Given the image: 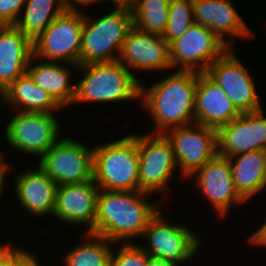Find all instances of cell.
Listing matches in <instances>:
<instances>
[{
	"label": "cell",
	"mask_w": 266,
	"mask_h": 266,
	"mask_svg": "<svg viewBox=\"0 0 266 266\" xmlns=\"http://www.w3.org/2000/svg\"><path fill=\"white\" fill-rule=\"evenodd\" d=\"M197 82L198 72L177 70L149 88L140 83L141 106L155 122L152 133L195 123Z\"/></svg>",
	"instance_id": "1"
},
{
	"label": "cell",
	"mask_w": 266,
	"mask_h": 266,
	"mask_svg": "<svg viewBox=\"0 0 266 266\" xmlns=\"http://www.w3.org/2000/svg\"><path fill=\"white\" fill-rule=\"evenodd\" d=\"M149 194L144 191L118 192L100 189L94 234L114 243H129L134 237H142L149 221L161 207V203L157 205L146 200L145 197Z\"/></svg>",
	"instance_id": "2"
},
{
	"label": "cell",
	"mask_w": 266,
	"mask_h": 266,
	"mask_svg": "<svg viewBox=\"0 0 266 266\" xmlns=\"http://www.w3.org/2000/svg\"><path fill=\"white\" fill-rule=\"evenodd\" d=\"M137 134L93 146V180L106 191H139Z\"/></svg>",
	"instance_id": "3"
},
{
	"label": "cell",
	"mask_w": 266,
	"mask_h": 266,
	"mask_svg": "<svg viewBox=\"0 0 266 266\" xmlns=\"http://www.w3.org/2000/svg\"><path fill=\"white\" fill-rule=\"evenodd\" d=\"M84 74L75 85L73 104L140 100V79L118 60L78 65Z\"/></svg>",
	"instance_id": "4"
},
{
	"label": "cell",
	"mask_w": 266,
	"mask_h": 266,
	"mask_svg": "<svg viewBox=\"0 0 266 266\" xmlns=\"http://www.w3.org/2000/svg\"><path fill=\"white\" fill-rule=\"evenodd\" d=\"M90 19L86 14L82 32L80 65L116 61L126 35L133 26L131 9L114 7L109 14L98 20Z\"/></svg>",
	"instance_id": "5"
},
{
	"label": "cell",
	"mask_w": 266,
	"mask_h": 266,
	"mask_svg": "<svg viewBox=\"0 0 266 266\" xmlns=\"http://www.w3.org/2000/svg\"><path fill=\"white\" fill-rule=\"evenodd\" d=\"M85 15L65 10L32 41L37 60L59 61L80 65V51Z\"/></svg>",
	"instance_id": "6"
},
{
	"label": "cell",
	"mask_w": 266,
	"mask_h": 266,
	"mask_svg": "<svg viewBox=\"0 0 266 266\" xmlns=\"http://www.w3.org/2000/svg\"><path fill=\"white\" fill-rule=\"evenodd\" d=\"M39 160L58 186L93 180V148L74 138L59 139Z\"/></svg>",
	"instance_id": "7"
},
{
	"label": "cell",
	"mask_w": 266,
	"mask_h": 266,
	"mask_svg": "<svg viewBox=\"0 0 266 266\" xmlns=\"http://www.w3.org/2000/svg\"><path fill=\"white\" fill-rule=\"evenodd\" d=\"M150 133L137 135L139 191L159 193L169 188L168 183L178 165L167 136Z\"/></svg>",
	"instance_id": "8"
},
{
	"label": "cell",
	"mask_w": 266,
	"mask_h": 266,
	"mask_svg": "<svg viewBox=\"0 0 266 266\" xmlns=\"http://www.w3.org/2000/svg\"><path fill=\"white\" fill-rule=\"evenodd\" d=\"M60 122L53 113L16 112L5 128V139L17 151L40 158L59 140Z\"/></svg>",
	"instance_id": "9"
},
{
	"label": "cell",
	"mask_w": 266,
	"mask_h": 266,
	"mask_svg": "<svg viewBox=\"0 0 266 266\" xmlns=\"http://www.w3.org/2000/svg\"><path fill=\"white\" fill-rule=\"evenodd\" d=\"M228 49L210 29L194 23L169 44L170 64L178 71L205 73Z\"/></svg>",
	"instance_id": "10"
},
{
	"label": "cell",
	"mask_w": 266,
	"mask_h": 266,
	"mask_svg": "<svg viewBox=\"0 0 266 266\" xmlns=\"http://www.w3.org/2000/svg\"><path fill=\"white\" fill-rule=\"evenodd\" d=\"M159 211L151 218L142 237L148 239V247L140 245L150 256L187 262L198 253L201 240L185 225L169 224Z\"/></svg>",
	"instance_id": "11"
},
{
	"label": "cell",
	"mask_w": 266,
	"mask_h": 266,
	"mask_svg": "<svg viewBox=\"0 0 266 266\" xmlns=\"http://www.w3.org/2000/svg\"><path fill=\"white\" fill-rule=\"evenodd\" d=\"M171 142L181 177L187 178L218 154L217 130L198 123L169 129L164 133Z\"/></svg>",
	"instance_id": "12"
},
{
	"label": "cell",
	"mask_w": 266,
	"mask_h": 266,
	"mask_svg": "<svg viewBox=\"0 0 266 266\" xmlns=\"http://www.w3.org/2000/svg\"><path fill=\"white\" fill-rule=\"evenodd\" d=\"M233 51L229 48L207 68L205 74L221 87L241 113L260 110L255 77L247 72Z\"/></svg>",
	"instance_id": "13"
},
{
	"label": "cell",
	"mask_w": 266,
	"mask_h": 266,
	"mask_svg": "<svg viewBox=\"0 0 266 266\" xmlns=\"http://www.w3.org/2000/svg\"><path fill=\"white\" fill-rule=\"evenodd\" d=\"M117 60L129 71L133 70V75L140 70L173 69L169 58V44L162 35L139 30L134 25L126 35Z\"/></svg>",
	"instance_id": "14"
},
{
	"label": "cell",
	"mask_w": 266,
	"mask_h": 266,
	"mask_svg": "<svg viewBox=\"0 0 266 266\" xmlns=\"http://www.w3.org/2000/svg\"><path fill=\"white\" fill-rule=\"evenodd\" d=\"M218 155L233 157L256 150H266V117L263 110L241 113L217 130Z\"/></svg>",
	"instance_id": "15"
},
{
	"label": "cell",
	"mask_w": 266,
	"mask_h": 266,
	"mask_svg": "<svg viewBox=\"0 0 266 266\" xmlns=\"http://www.w3.org/2000/svg\"><path fill=\"white\" fill-rule=\"evenodd\" d=\"M196 175V188L203 193L220 218L228 215L233 204L245 202L236 192L229 159L220 155L206 162Z\"/></svg>",
	"instance_id": "16"
},
{
	"label": "cell",
	"mask_w": 266,
	"mask_h": 266,
	"mask_svg": "<svg viewBox=\"0 0 266 266\" xmlns=\"http://www.w3.org/2000/svg\"><path fill=\"white\" fill-rule=\"evenodd\" d=\"M99 191L94 180L58 186L53 216L71 225H85L86 232L94 234Z\"/></svg>",
	"instance_id": "17"
},
{
	"label": "cell",
	"mask_w": 266,
	"mask_h": 266,
	"mask_svg": "<svg viewBox=\"0 0 266 266\" xmlns=\"http://www.w3.org/2000/svg\"><path fill=\"white\" fill-rule=\"evenodd\" d=\"M194 23L210 29L229 48L234 39L227 42L226 35L250 39L254 33L246 26L237 9L229 0H193Z\"/></svg>",
	"instance_id": "18"
},
{
	"label": "cell",
	"mask_w": 266,
	"mask_h": 266,
	"mask_svg": "<svg viewBox=\"0 0 266 266\" xmlns=\"http://www.w3.org/2000/svg\"><path fill=\"white\" fill-rule=\"evenodd\" d=\"M240 114L241 112L221 87L205 73L198 72L195 89V123L218 130Z\"/></svg>",
	"instance_id": "19"
},
{
	"label": "cell",
	"mask_w": 266,
	"mask_h": 266,
	"mask_svg": "<svg viewBox=\"0 0 266 266\" xmlns=\"http://www.w3.org/2000/svg\"><path fill=\"white\" fill-rule=\"evenodd\" d=\"M16 197L33 216L53 215L58 185L39 167L15 177Z\"/></svg>",
	"instance_id": "20"
},
{
	"label": "cell",
	"mask_w": 266,
	"mask_h": 266,
	"mask_svg": "<svg viewBox=\"0 0 266 266\" xmlns=\"http://www.w3.org/2000/svg\"><path fill=\"white\" fill-rule=\"evenodd\" d=\"M33 55L32 41L15 25L0 27V85L6 90L27 73Z\"/></svg>",
	"instance_id": "21"
},
{
	"label": "cell",
	"mask_w": 266,
	"mask_h": 266,
	"mask_svg": "<svg viewBox=\"0 0 266 266\" xmlns=\"http://www.w3.org/2000/svg\"><path fill=\"white\" fill-rule=\"evenodd\" d=\"M35 56H31L27 73L42 89L47 91L50 96L61 106L72 105L75 97V84H70L71 74L69 66L78 65L59 61H44L34 64ZM33 62V64H32Z\"/></svg>",
	"instance_id": "22"
},
{
	"label": "cell",
	"mask_w": 266,
	"mask_h": 266,
	"mask_svg": "<svg viewBox=\"0 0 266 266\" xmlns=\"http://www.w3.org/2000/svg\"><path fill=\"white\" fill-rule=\"evenodd\" d=\"M228 159L234 187L245 202L263 192L266 188V150L241 153Z\"/></svg>",
	"instance_id": "23"
},
{
	"label": "cell",
	"mask_w": 266,
	"mask_h": 266,
	"mask_svg": "<svg viewBox=\"0 0 266 266\" xmlns=\"http://www.w3.org/2000/svg\"><path fill=\"white\" fill-rule=\"evenodd\" d=\"M5 92V103L12 104L17 111L55 113L57 109H61V106L47 91L38 86L28 73L20 76Z\"/></svg>",
	"instance_id": "24"
},
{
	"label": "cell",
	"mask_w": 266,
	"mask_h": 266,
	"mask_svg": "<svg viewBox=\"0 0 266 266\" xmlns=\"http://www.w3.org/2000/svg\"><path fill=\"white\" fill-rule=\"evenodd\" d=\"M24 7L23 16L14 25L31 41L66 10L62 0H26Z\"/></svg>",
	"instance_id": "25"
},
{
	"label": "cell",
	"mask_w": 266,
	"mask_h": 266,
	"mask_svg": "<svg viewBox=\"0 0 266 266\" xmlns=\"http://www.w3.org/2000/svg\"><path fill=\"white\" fill-rule=\"evenodd\" d=\"M85 242L79 243L71 251L65 253V266H110L114 243L108 239L89 232L85 233ZM87 240V241H86Z\"/></svg>",
	"instance_id": "26"
},
{
	"label": "cell",
	"mask_w": 266,
	"mask_h": 266,
	"mask_svg": "<svg viewBox=\"0 0 266 266\" xmlns=\"http://www.w3.org/2000/svg\"><path fill=\"white\" fill-rule=\"evenodd\" d=\"M170 0H136L131 8L133 25L142 31L162 35L169 17Z\"/></svg>",
	"instance_id": "27"
},
{
	"label": "cell",
	"mask_w": 266,
	"mask_h": 266,
	"mask_svg": "<svg viewBox=\"0 0 266 266\" xmlns=\"http://www.w3.org/2000/svg\"><path fill=\"white\" fill-rule=\"evenodd\" d=\"M169 17L163 39L172 43L194 24L193 0H170Z\"/></svg>",
	"instance_id": "28"
},
{
	"label": "cell",
	"mask_w": 266,
	"mask_h": 266,
	"mask_svg": "<svg viewBox=\"0 0 266 266\" xmlns=\"http://www.w3.org/2000/svg\"><path fill=\"white\" fill-rule=\"evenodd\" d=\"M118 252H112L110 266H146L150 256L140 245L134 242H122Z\"/></svg>",
	"instance_id": "29"
},
{
	"label": "cell",
	"mask_w": 266,
	"mask_h": 266,
	"mask_svg": "<svg viewBox=\"0 0 266 266\" xmlns=\"http://www.w3.org/2000/svg\"><path fill=\"white\" fill-rule=\"evenodd\" d=\"M26 0H0V23L14 25L24 8ZM21 12V13H20Z\"/></svg>",
	"instance_id": "30"
},
{
	"label": "cell",
	"mask_w": 266,
	"mask_h": 266,
	"mask_svg": "<svg viewBox=\"0 0 266 266\" xmlns=\"http://www.w3.org/2000/svg\"><path fill=\"white\" fill-rule=\"evenodd\" d=\"M36 257L29 250L12 247V266H40Z\"/></svg>",
	"instance_id": "31"
},
{
	"label": "cell",
	"mask_w": 266,
	"mask_h": 266,
	"mask_svg": "<svg viewBox=\"0 0 266 266\" xmlns=\"http://www.w3.org/2000/svg\"><path fill=\"white\" fill-rule=\"evenodd\" d=\"M249 242L251 245L255 246H266V221L265 223L254 232L249 238Z\"/></svg>",
	"instance_id": "32"
},
{
	"label": "cell",
	"mask_w": 266,
	"mask_h": 266,
	"mask_svg": "<svg viewBox=\"0 0 266 266\" xmlns=\"http://www.w3.org/2000/svg\"><path fill=\"white\" fill-rule=\"evenodd\" d=\"M0 266H12V247L0 245Z\"/></svg>",
	"instance_id": "33"
},
{
	"label": "cell",
	"mask_w": 266,
	"mask_h": 266,
	"mask_svg": "<svg viewBox=\"0 0 266 266\" xmlns=\"http://www.w3.org/2000/svg\"><path fill=\"white\" fill-rule=\"evenodd\" d=\"M11 167L9 166V163L5 162V158H3V153L1 155L0 152V198L3 196L2 193H4L5 188V177L7 176L8 171H10ZM2 194V195H1Z\"/></svg>",
	"instance_id": "34"
},
{
	"label": "cell",
	"mask_w": 266,
	"mask_h": 266,
	"mask_svg": "<svg viewBox=\"0 0 266 266\" xmlns=\"http://www.w3.org/2000/svg\"><path fill=\"white\" fill-rule=\"evenodd\" d=\"M97 1L101 0H62L66 10H74V11H79V8L77 6H82L84 5L88 6L90 3H96ZM76 4V5H75Z\"/></svg>",
	"instance_id": "35"
},
{
	"label": "cell",
	"mask_w": 266,
	"mask_h": 266,
	"mask_svg": "<svg viewBox=\"0 0 266 266\" xmlns=\"http://www.w3.org/2000/svg\"><path fill=\"white\" fill-rule=\"evenodd\" d=\"M181 263L149 256L146 266H180Z\"/></svg>",
	"instance_id": "36"
},
{
	"label": "cell",
	"mask_w": 266,
	"mask_h": 266,
	"mask_svg": "<svg viewBox=\"0 0 266 266\" xmlns=\"http://www.w3.org/2000/svg\"><path fill=\"white\" fill-rule=\"evenodd\" d=\"M112 1L115 4V7H126V8H132L136 0H109Z\"/></svg>",
	"instance_id": "37"
},
{
	"label": "cell",
	"mask_w": 266,
	"mask_h": 266,
	"mask_svg": "<svg viewBox=\"0 0 266 266\" xmlns=\"http://www.w3.org/2000/svg\"><path fill=\"white\" fill-rule=\"evenodd\" d=\"M0 98H2L5 102L6 92H5V89L1 85H0Z\"/></svg>",
	"instance_id": "38"
}]
</instances>
